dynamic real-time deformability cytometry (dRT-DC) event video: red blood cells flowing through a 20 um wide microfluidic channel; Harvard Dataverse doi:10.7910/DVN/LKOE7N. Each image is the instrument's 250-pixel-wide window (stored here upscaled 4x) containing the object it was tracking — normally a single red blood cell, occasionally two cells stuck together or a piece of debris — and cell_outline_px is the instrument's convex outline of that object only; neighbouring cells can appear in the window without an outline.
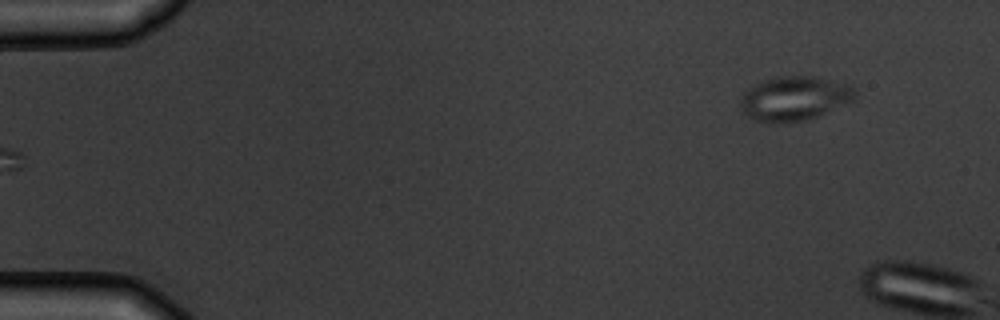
{"species": "common noctule bat (a hibernating species)", "species_latin": "Nyctalus noctula", "temperature_condition": "warm", "stored_images_in_passage": 6, "camera_frame_rate_fps": 3000, "um_per_image_px": 0.085, "animal": {"sex": "male", "body_mass_g": 19.5, "forearm_length_mm": 54.6}, "frame": {"image": 1, "passage_image": 6, "time_ms": 6.667, "image_size_px": [1000, 320], "cell_outline_px": [[856, 96], [852, 100], [808, 120], [788, 124], [784, 124], [756, 120], [748, 116], [744, 112], [740, 104], [740, 96], [744, 92], [760, 80], [776, 76], [812, 76], [848, 84], [856, 88]], "centroid_in_image_um": [67.49, 8.37], "position_along_channel_um": 17.5, "area_um2": 29.71}}